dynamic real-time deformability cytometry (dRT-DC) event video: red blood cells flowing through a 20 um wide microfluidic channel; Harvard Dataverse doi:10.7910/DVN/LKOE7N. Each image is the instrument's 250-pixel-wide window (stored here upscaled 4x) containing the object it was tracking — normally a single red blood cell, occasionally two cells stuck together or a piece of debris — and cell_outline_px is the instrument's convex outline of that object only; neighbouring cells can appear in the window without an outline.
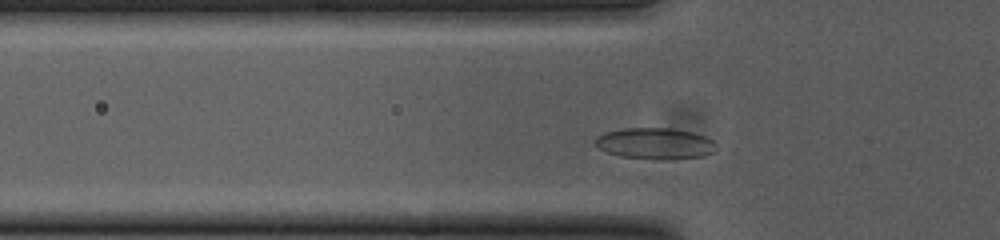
{"species": "common noctule bat (a hibernating species)", "species_latin": "Nyctalus noctula", "temperature_condition": "cold", "stored_images_in_passage": 36, "camera_frame_rate_fps": 3000, "um_per_image_px": 0.085, "animal": {"sex": "female", "body_mass_g": 23.0, "forearm_length_mm": 53.4}, "frame": {"image": 1, "passage_image": 9, "time_ms": 2.667, "image_size_px": [1000, 240], "cell_outline_px": [[716, 148], [712, 152], [704, 156], [664, 160], [660, 160], [620, 156], [608, 152], [592, 144], [592, 140], [596, 136], [604, 132], [620, 128], [672, 128], [692, 132], [704, 136], [712, 140], [716, 144]], "centroid_in_image_um": [55.63, 12.19], "position_along_channel_um": 70.2, "area_um2": 22.31}}
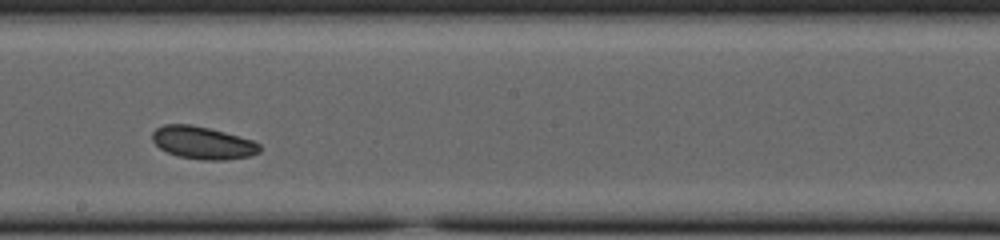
{"frame": {"image": 2, "passage_image": 22, "time_ms": 7.0, "image_size_px": [1000, 240], "cell_outline_px": [[260, 152], [252, 156], [224, 160], [204, 160], [176, 156], [160, 148], [152, 140], [152, 132], [156, 128], [164, 124], [192, 124], [224, 132], [252, 140], [260, 144]], "centroid_in_image_um": [17.23, 12.14], "position_along_channel_um": 231.0, "area_um2": 20.4}}
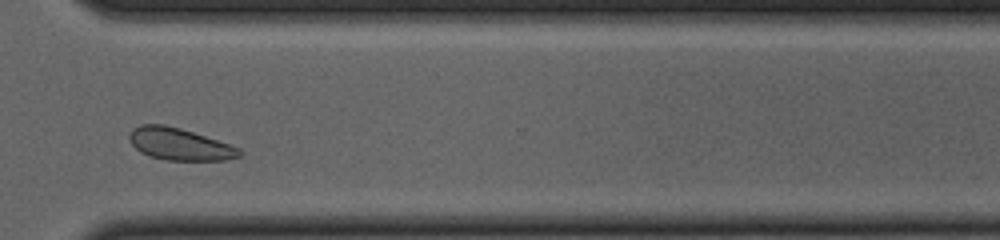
{"frame": {"image": 3, "passage_image": 32, "time_ms": 10.333, "image_size_px": [1000, 240], "cell_outline_px": [[244, 152], [240, 156], [224, 160], [164, 160], [148, 156], [140, 152], [128, 140], [128, 136], [132, 128], [140, 124], [164, 124], [180, 128], [240, 148]], "centroid_in_image_um": [15.21, 12.25], "position_along_channel_um": 355.4, "area_um2": 20.58}}